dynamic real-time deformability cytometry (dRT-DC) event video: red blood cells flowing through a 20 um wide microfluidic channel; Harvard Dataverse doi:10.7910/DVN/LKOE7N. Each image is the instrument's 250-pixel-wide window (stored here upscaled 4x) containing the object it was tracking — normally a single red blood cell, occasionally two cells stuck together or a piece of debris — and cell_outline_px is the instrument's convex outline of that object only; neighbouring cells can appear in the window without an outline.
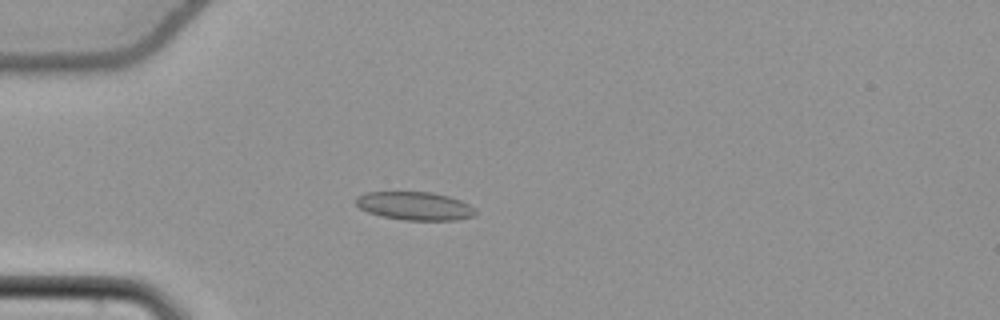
{"species": "common noctule bat (a hibernating species)", "species_latin": "Nyctalus noctula", "temperature_condition": "cold", "stored_images_in_passage": 56, "camera_frame_rate_fps": 3000, "um_per_image_px": 0.085, "animal": {"sex": "female", "body_mass_g": 22.7, "forearm_length_mm": 54.2}, "frame": {"image": 1, "passage_image": 17, "time_ms": 5.333, "image_size_px": [1000, 320], "cell_outline_px": [[476, 212], [472, 216], [456, 220], [404, 220], [384, 216], [368, 212], [360, 208], [356, 204], [356, 196], [364, 192], [432, 192], [448, 196], [460, 200], [476, 208]], "centroid_in_image_um": [35.25, 17.5], "position_along_channel_um": 49.8, "area_um2": 19.65}}
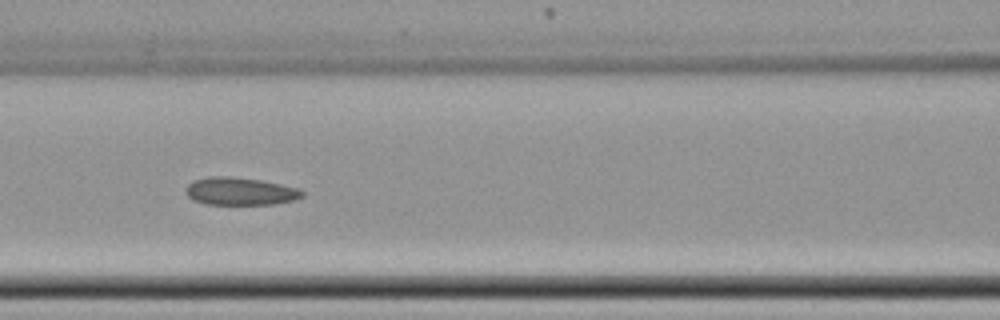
{"frame": {"image": 2, "passage_image": 26, "time_ms": 8.333, "image_size_px": [1000, 320], "cell_outline_px": [[304, 196], [296, 200], [272, 204], [204, 204], [192, 200], [188, 196], [188, 184], [192, 180], [208, 176], [228, 176], [264, 180], [296, 188], [304, 192]], "centroid_in_image_um": [20.42, 16.25], "position_along_channel_um": 146.2, "area_um2": 18.84}}
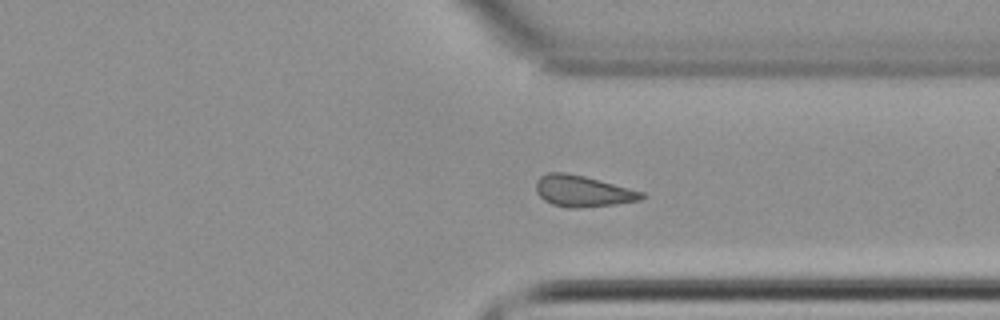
{"frame": {"image": 3, "passage_image": 43, "time_ms": 14.0, "image_size_px": [1000, 320], "cell_outline_px": [[648, 196], [640, 200], [616, 204], [576, 208], [568, 208], [552, 204], [544, 200], [536, 192], [536, 180], [540, 176], [548, 172], [568, 172], [584, 176], [644, 192]], "centroid_in_image_um": [49.52, 16.24], "position_along_channel_um": 361.9, "area_um2": 19.31}, "authors_computed_cell_mechanics": {"area_um2": 19.3919, "velocity_mm_per_s": 3.7954, "shape_relaxation_time_tau1_ms": null, "shape_relaxation_time_tau2_ms": 2.842, "deformation_change_tau1": null, "deformation_change_tau2": 0.0931}}